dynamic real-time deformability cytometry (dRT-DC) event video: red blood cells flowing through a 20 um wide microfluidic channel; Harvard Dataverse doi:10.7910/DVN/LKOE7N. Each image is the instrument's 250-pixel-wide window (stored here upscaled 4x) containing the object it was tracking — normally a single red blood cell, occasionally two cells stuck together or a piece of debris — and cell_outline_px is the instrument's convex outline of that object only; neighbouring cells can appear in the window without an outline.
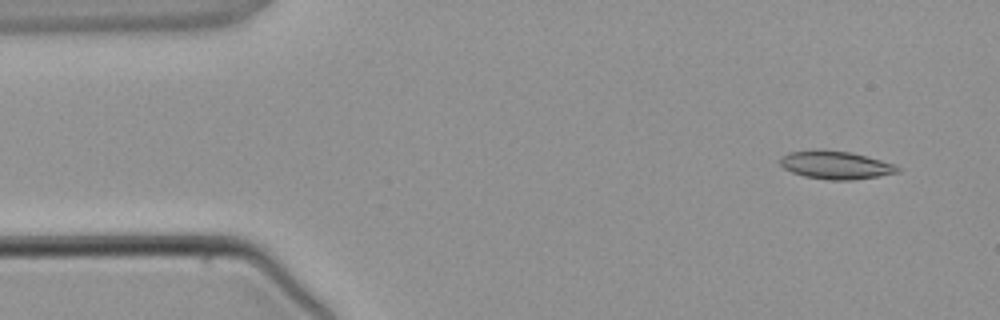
{"species": "common noctule bat (a hibernating species)", "species_latin": "Nyctalus noctula", "temperature_condition": "warm", "stored_images_in_passage": 2, "camera_frame_rate_fps": 3000, "um_per_image_px": 0.085, "animal": {"sex": "male", "body_mass_g": 21.5, "forearm_length_mm": 52.0}, "frame": {"image": 1, "passage_image": 1, "time_ms": 0.0, "image_size_px": [1000, 320], "cell_outline_px": [[904, 168], [900, 172], [880, 176], [852, 180], [828, 180], [804, 176], [792, 172], [784, 168], [780, 164], [780, 156], [788, 152], [812, 148], [824, 148], [852, 152], [896, 164]], "centroid_in_image_um": [71.05, 14.0], "position_along_channel_um": 14.0, "area_um2": 19.94}}